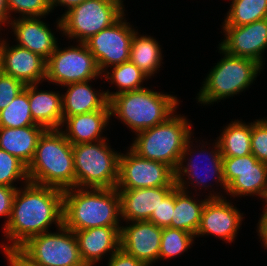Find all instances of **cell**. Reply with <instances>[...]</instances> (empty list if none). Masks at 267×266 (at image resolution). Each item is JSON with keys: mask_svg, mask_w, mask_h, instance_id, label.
Masks as SVG:
<instances>
[{"mask_svg": "<svg viewBox=\"0 0 267 266\" xmlns=\"http://www.w3.org/2000/svg\"><path fill=\"white\" fill-rule=\"evenodd\" d=\"M125 225L120 230V248L146 266H154L159 261L162 228L150 221L125 222Z\"/></svg>", "mask_w": 267, "mask_h": 266, "instance_id": "obj_18", "label": "cell"}, {"mask_svg": "<svg viewBox=\"0 0 267 266\" xmlns=\"http://www.w3.org/2000/svg\"><path fill=\"white\" fill-rule=\"evenodd\" d=\"M108 142L104 139L72 145L75 187L116 188L121 151H115Z\"/></svg>", "mask_w": 267, "mask_h": 266, "instance_id": "obj_8", "label": "cell"}, {"mask_svg": "<svg viewBox=\"0 0 267 266\" xmlns=\"http://www.w3.org/2000/svg\"><path fill=\"white\" fill-rule=\"evenodd\" d=\"M10 21L7 0H0V32L5 31V26L9 28ZM3 27L4 29H2ZM0 35L2 34L0 33Z\"/></svg>", "mask_w": 267, "mask_h": 266, "instance_id": "obj_43", "label": "cell"}, {"mask_svg": "<svg viewBox=\"0 0 267 266\" xmlns=\"http://www.w3.org/2000/svg\"><path fill=\"white\" fill-rule=\"evenodd\" d=\"M216 138L222 157H243L251 154L252 122L232 120Z\"/></svg>", "mask_w": 267, "mask_h": 266, "instance_id": "obj_28", "label": "cell"}, {"mask_svg": "<svg viewBox=\"0 0 267 266\" xmlns=\"http://www.w3.org/2000/svg\"><path fill=\"white\" fill-rule=\"evenodd\" d=\"M127 148L120 154L116 189L176 186L175 172L168 165L140 157Z\"/></svg>", "mask_w": 267, "mask_h": 266, "instance_id": "obj_14", "label": "cell"}, {"mask_svg": "<svg viewBox=\"0 0 267 266\" xmlns=\"http://www.w3.org/2000/svg\"><path fill=\"white\" fill-rule=\"evenodd\" d=\"M20 80L4 73L0 75V111L5 109L25 89Z\"/></svg>", "mask_w": 267, "mask_h": 266, "instance_id": "obj_37", "label": "cell"}, {"mask_svg": "<svg viewBox=\"0 0 267 266\" xmlns=\"http://www.w3.org/2000/svg\"><path fill=\"white\" fill-rule=\"evenodd\" d=\"M221 26H242L267 18V0H230Z\"/></svg>", "mask_w": 267, "mask_h": 266, "instance_id": "obj_30", "label": "cell"}, {"mask_svg": "<svg viewBox=\"0 0 267 266\" xmlns=\"http://www.w3.org/2000/svg\"><path fill=\"white\" fill-rule=\"evenodd\" d=\"M84 1L86 0H49V4H50L52 11L54 10V8L56 9L58 6H63L65 9H67V10H64V13L60 15V18H61L70 9H72L75 6H78Z\"/></svg>", "mask_w": 267, "mask_h": 266, "instance_id": "obj_42", "label": "cell"}, {"mask_svg": "<svg viewBox=\"0 0 267 266\" xmlns=\"http://www.w3.org/2000/svg\"><path fill=\"white\" fill-rule=\"evenodd\" d=\"M41 84L28 85L30 112L35 124L46 130L60 129L63 122L62 93L60 91L43 90ZM40 89V90H39Z\"/></svg>", "mask_w": 267, "mask_h": 266, "instance_id": "obj_24", "label": "cell"}, {"mask_svg": "<svg viewBox=\"0 0 267 266\" xmlns=\"http://www.w3.org/2000/svg\"><path fill=\"white\" fill-rule=\"evenodd\" d=\"M7 40V41H6ZM46 59L0 36V69L2 73L25 85L42 84L46 79Z\"/></svg>", "mask_w": 267, "mask_h": 266, "instance_id": "obj_17", "label": "cell"}, {"mask_svg": "<svg viewBox=\"0 0 267 266\" xmlns=\"http://www.w3.org/2000/svg\"><path fill=\"white\" fill-rule=\"evenodd\" d=\"M116 188H78L63 191V224L72 231L121 227Z\"/></svg>", "mask_w": 267, "mask_h": 266, "instance_id": "obj_2", "label": "cell"}, {"mask_svg": "<svg viewBox=\"0 0 267 266\" xmlns=\"http://www.w3.org/2000/svg\"><path fill=\"white\" fill-rule=\"evenodd\" d=\"M7 6L11 20L17 16L18 18L45 17L53 13L49 0H7ZM16 14L17 16H14Z\"/></svg>", "mask_w": 267, "mask_h": 266, "instance_id": "obj_34", "label": "cell"}, {"mask_svg": "<svg viewBox=\"0 0 267 266\" xmlns=\"http://www.w3.org/2000/svg\"><path fill=\"white\" fill-rule=\"evenodd\" d=\"M217 48L223 57L220 56L221 59L208 71L195 98L203 107L213 106L215 102L218 104L250 89L265 69L255 60L232 56L219 46Z\"/></svg>", "mask_w": 267, "mask_h": 266, "instance_id": "obj_6", "label": "cell"}, {"mask_svg": "<svg viewBox=\"0 0 267 266\" xmlns=\"http://www.w3.org/2000/svg\"><path fill=\"white\" fill-rule=\"evenodd\" d=\"M262 202H264L262 209H266L267 210V194H266V196H265V198H264V200Z\"/></svg>", "mask_w": 267, "mask_h": 266, "instance_id": "obj_44", "label": "cell"}, {"mask_svg": "<svg viewBox=\"0 0 267 266\" xmlns=\"http://www.w3.org/2000/svg\"><path fill=\"white\" fill-rule=\"evenodd\" d=\"M30 109L28 85H26L25 89L0 111V127L20 128L36 125Z\"/></svg>", "mask_w": 267, "mask_h": 266, "instance_id": "obj_31", "label": "cell"}, {"mask_svg": "<svg viewBox=\"0 0 267 266\" xmlns=\"http://www.w3.org/2000/svg\"><path fill=\"white\" fill-rule=\"evenodd\" d=\"M120 230L121 227H94L74 232L85 266H96L120 249Z\"/></svg>", "mask_w": 267, "mask_h": 266, "instance_id": "obj_21", "label": "cell"}, {"mask_svg": "<svg viewBox=\"0 0 267 266\" xmlns=\"http://www.w3.org/2000/svg\"><path fill=\"white\" fill-rule=\"evenodd\" d=\"M192 192L193 190L188 192L177 186L175 187V206L171 228L180 229L196 236L208 197L205 195L204 199H200L199 194Z\"/></svg>", "mask_w": 267, "mask_h": 266, "instance_id": "obj_26", "label": "cell"}, {"mask_svg": "<svg viewBox=\"0 0 267 266\" xmlns=\"http://www.w3.org/2000/svg\"><path fill=\"white\" fill-rule=\"evenodd\" d=\"M107 260V266H146L142 261L125 253L121 248Z\"/></svg>", "mask_w": 267, "mask_h": 266, "instance_id": "obj_40", "label": "cell"}, {"mask_svg": "<svg viewBox=\"0 0 267 266\" xmlns=\"http://www.w3.org/2000/svg\"><path fill=\"white\" fill-rule=\"evenodd\" d=\"M176 186L140 189H117L120 197V218L123 222L148 221L164 199Z\"/></svg>", "mask_w": 267, "mask_h": 266, "instance_id": "obj_20", "label": "cell"}, {"mask_svg": "<svg viewBox=\"0 0 267 266\" xmlns=\"http://www.w3.org/2000/svg\"><path fill=\"white\" fill-rule=\"evenodd\" d=\"M90 82L92 84L93 80L70 83L61 87L66 91L62 92L63 117L97 110H110L106 91L93 88Z\"/></svg>", "mask_w": 267, "mask_h": 266, "instance_id": "obj_23", "label": "cell"}, {"mask_svg": "<svg viewBox=\"0 0 267 266\" xmlns=\"http://www.w3.org/2000/svg\"><path fill=\"white\" fill-rule=\"evenodd\" d=\"M256 232L258 234V239H260L259 242H261V246L264 248V250L267 249V210L263 209L262 214L260 213V218L258 220L257 226H256Z\"/></svg>", "mask_w": 267, "mask_h": 266, "instance_id": "obj_41", "label": "cell"}, {"mask_svg": "<svg viewBox=\"0 0 267 266\" xmlns=\"http://www.w3.org/2000/svg\"><path fill=\"white\" fill-rule=\"evenodd\" d=\"M102 77L104 80L106 79V82H108L110 86L114 84L115 86L113 87H117L116 92H110L109 89H105L109 100L120 93L145 88L143 83L150 79L131 61L107 69L102 74Z\"/></svg>", "mask_w": 267, "mask_h": 266, "instance_id": "obj_29", "label": "cell"}, {"mask_svg": "<svg viewBox=\"0 0 267 266\" xmlns=\"http://www.w3.org/2000/svg\"><path fill=\"white\" fill-rule=\"evenodd\" d=\"M223 176L230 197L257 196L262 201L267 194V164L252 154L243 157H223Z\"/></svg>", "mask_w": 267, "mask_h": 266, "instance_id": "obj_13", "label": "cell"}, {"mask_svg": "<svg viewBox=\"0 0 267 266\" xmlns=\"http://www.w3.org/2000/svg\"><path fill=\"white\" fill-rule=\"evenodd\" d=\"M6 256L8 266H40L20 248H1Z\"/></svg>", "mask_w": 267, "mask_h": 266, "instance_id": "obj_39", "label": "cell"}, {"mask_svg": "<svg viewBox=\"0 0 267 266\" xmlns=\"http://www.w3.org/2000/svg\"><path fill=\"white\" fill-rule=\"evenodd\" d=\"M176 113L165 122L134 134L129 146L140 157L166 164L174 172L187 141L195 134L190 119Z\"/></svg>", "mask_w": 267, "mask_h": 266, "instance_id": "obj_7", "label": "cell"}, {"mask_svg": "<svg viewBox=\"0 0 267 266\" xmlns=\"http://www.w3.org/2000/svg\"><path fill=\"white\" fill-rule=\"evenodd\" d=\"M45 17L18 18L10 21L9 31L16 45L48 59L58 45L56 31L46 23ZM55 31V32H54ZM55 33V34H54Z\"/></svg>", "mask_w": 267, "mask_h": 266, "instance_id": "obj_19", "label": "cell"}, {"mask_svg": "<svg viewBox=\"0 0 267 266\" xmlns=\"http://www.w3.org/2000/svg\"><path fill=\"white\" fill-rule=\"evenodd\" d=\"M72 144L59 130H46L39 138L27 167L29 181L62 191L75 187Z\"/></svg>", "mask_w": 267, "mask_h": 266, "instance_id": "obj_5", "label": "cell"}, {"mask_svg": "<svg viewBox=\"0 0 267 266\" xmlns=\"http://www.w3.org/2000/svg\"><path fill=\"white\" fill-rule=\"evenodd\" d=\"M63 224V191L27 182L15 193L9 222L2 233L1 248H20L30 238ZM57 225V226H56ZM10 243V244H9Z\"/></svg>", "mask_w": 267, "mask_h": 266, "instance_id": "obj_1", "label": "cell"}, {"mask_svg": "<svg viewBox=\"0 0 267 266\" xmlns=\"http://www.w3.org/2000/svg\"><path fill=\"white\" fill-rule=\"evenodd\" d=\"M46 131L39 125L0 127V148L22 161L27 167L32 161L39 138Z\"/></svg>", "mask_w": 267, "mask_h": 266, "instance_id": "obj_25", "label": "cell"}, {"mask_svg": "<svg viewBox=\"0 0 267 266\" xmlns=\"http://www.w3.org/2000/svg\"><path fill=\"white\" fill-rule=\"evenodd\" d=\"M224 35L218 46L227 54L255 60L265 65L267 18L242 26H221Z\"/></svg>", "mask_w": 267, "mask_h": 266, "instance_id": "obj_16", "label": "cell"}, {"mask_svg": "<svg viewBox=\"0 0 267 266\" xmlns=\"http://www.w3.org/2000/svg\"><path fill=\"white\" fill-rule=\"evenodd\" d=\"M251 154L267 164V117H259L252 122Z\"/></svg>", "mask_w": 267, "mask_h": 266, "instance_id": "obj_35", "label": "cell"}, {"mask_svg": "<svg viewBox=\"0 0 267 266\" xmlns=\"http://www.w3.org/2000/svg\"><path fill=\"white\" fill-rule=\"evenodd\" d=\"M175 206V188L160 202L157 209L148 221L153 222L158 227H170Z\"/></svg>", "mask_w": 267, "mask_h": 266, "instance_id": "obj_36", "label": "cell"}, {"mask_svg": "<svg viewBox=\"0 0 267 266\" xmlns=\"http://www.w3.org/2000/svg\"><path fill=\"white\" fill-rule=\"evenodd\" d=\"M195 235L170 227L162 228V238L159 251V262L161 260H171L178 255L181 257L184 252L195 245Z\"/></svg>", "mask_w": 267, "mask_h": 266, "instance_id": "obj_32", "label": "cell"}, {"mask_svg": "<svg viewBox=\"0 0 267 266\" xmlns=\"http://www.w3.org/2000/svg\"><path fill=\"white\" fill-rule=\"evenodd\" d=\"M110 120V110H97L63 117L59 130L72 145L96 142L108 139L103 133L110 127Z\"/></svg>", "mask_w": 267, "mask_h": 266, "instance_id": "obj_22", "label": "cell"}, {"mask_svg": "<svg viewBox=\"0 0 267 266\" xmlns=\"http://www.w3.org/2000/svg\"><path fill=\"white\" fill-rule=\"evenodd\" d=\"M226 198L207 199L195 238L210 235L225 243L235 242L245 216Z\"/></svg>", "mask_w": 267, "mask_h": 266, "instance_id": "obj_15", "label": "cell"}, {"mask_svg": "<svg viewBox=\"0 0 267 266\" xmlns=\"http://www.w3.org/2000/svg\"><path fill=\"white\" fill-rule=\"evenodd\" d=\"M193 138L192 136V138L187 141L178 167L175 170L176 186L188 192L191 191L189 188L193 187L195 193L197 194V191H199L198 194L203 197L204 195L200 194L203 188V191H205L203 193H206V190L208 191V189H210V191H208L209 193L206 195L208 198L225 197L224 194L226 193L227 186L223 176V157L220 152L218 141L214 139L212 143L203 140H201L202 142H198ZM197 159L200 162H198ZM203 162L204 164H202ZM212 182H215V184ZM219 186L222 190L219 189ZM197 187L199 188L198 190ZM218 189L219 192L217 191ZM220 191L224 192V194Z\"/></svg>", "mask_w": 267, "mask_h": 266, "instance_id": "obj_3", "label": "cell"}, {"mask_svg": "<svg viewBox=\"0 0 267 266\" xmlns=\"http://www.w3.org/2000/svg\"><path fill=\"white\" fill-rule=\"evenodd\" d=\"M18 181H22V184L29 182L27 166L18 158L0 148V186L17 189L19 188L16 184L19 183Z\"/></svg>", "mask_w": 267, "mask_h": 266, "instance_id": "obj_33", "label": "cell"}, {"mask_svg": "<svg viewBox=\"0 0 267 266\" xmlns=\"http://www.w3.org/2000/svg\"><path fill=\"white\" fill-rule=\"evenodd\" d=\"M125 0H86L56 19V31L73 43H84L91 36L115 23L127 10ZM59 30V31H58ZM76 40V41H75Z\"/></svg>", "mask_w": 267, "mask_h": 266, "instance_id": "obj_9", "label": "cell"}, {"mask_svg": "<svg viewBox=\"0 0 267 266\" xmlns=\"http://www.w3.org/2000/svg\"><path fill=\"white\" fill-rule=\"evenodd\" d=\"M158 39L147 34H140L138 28L134 33L130 48V61L149 78L156 77L163 67V50Z\"/></svg>", "mask_w": 267, "mask_h": 266, "instance_id": "obj_27", "label": "cell"}, {"mask_svg": "<svg viewBox=\"0 0 267 266\" xmlns=\"http://www.w3.org/2000/svg\"><path fill=\"white\" fill-rule=\"evenodd\" d=\"M126 12L111 26L91 36L84 43L103 74L109 67L130 61V48L136 29L127 22Z\"/></svg>", "mask_w": 267, "mask_h": 266, "instance_id": "obj_12", "label": "cell"}, {"mask_svg": "<svg viewBox=\"0 0 267 266\" xmlns=\"http://www.w3.org/2000/svg\"><path fill=\"white\" fill-rule=\"evenodd\" d=\"M145 87L115 95L109 100L110 116L137 134L165 122L177 110L180 99L177 95Z\"/></svg>", "mask_w": 267, "mask_h": 266, "instance_id": "obj_4", "label": "cell"}, {"mask_svg": "<svg viewBox=\"0 0 267 266\" xmlns=\"http://www.w3.org/2000/svg\"><path fill=\"white\" fill-rule=\"evenodd\" d=\"M16 191V188H12L9 186H0V217L6 218L4 219L5 223L2 229L6 227L7 223L9 222L12 211L13 199Z\"/></svg>", "mask_w": 267, "mask_h": 266, "instance_id": "obj_38", "label": "cell"}, {"mask_svg": "<svg viewBox=\"0 0 267 266\" xmlns=\"http://www.w3.org/2000/svg\"><path fill=\"white\" fill-rule=\"evenodd\" d=\"M20 249L40 266H85L74 231L64 224L30 238Z\"/></svg>", "mask_w": 267, "mask_h": 266, "instance_id": "obj_11", "label": "cell"}, {"mask_svg": "<svg viewBox=\"0 0 267 266\" xmlns=\"http://www.w3.org/2000/svg\"><path fill=\"white\" fill-rule=\"evenodd\" d=\"M103 80L94 56L85 43L60 47L46 61V79L50 85L64 86L70 83Z\"/></svg>", "mask_w": 267, "mask_h": 266, "instance_id": "obj_10", "label": "cell"}]
</instances>
